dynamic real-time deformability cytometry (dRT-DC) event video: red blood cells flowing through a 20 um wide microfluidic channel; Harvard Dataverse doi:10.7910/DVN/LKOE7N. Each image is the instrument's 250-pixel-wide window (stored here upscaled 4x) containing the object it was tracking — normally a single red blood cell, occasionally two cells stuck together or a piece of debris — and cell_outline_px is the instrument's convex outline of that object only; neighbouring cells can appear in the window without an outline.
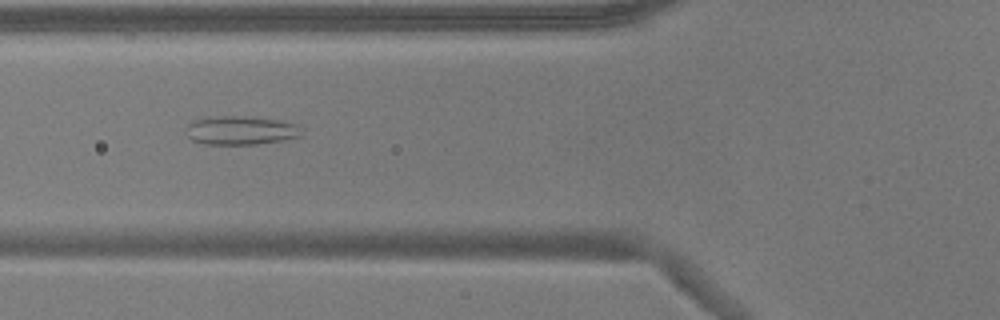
{"species": "common noctule bat (a hibernating species)", "species_latin": "Nyctalus noctula", "temperature_condition": "warm", "stored_images_in_passage": 53, "camera_frame_rate_fps": 3000, "um_per_image_px": 0.085, "animal": {"sex": "male", "body_mass_g": 17.9}, "frame": {"image": 1, "passage_image": 20, "time_ms": 6.333, "image_size_px": [1000, 320], "cell_outline_px": [[304, 132], [300, 136], [284, 140], [256, 144], [204, 144], [192, 140], [184, 132], [188, 124], [192, 120], [208, 116], [240, 116], [280, 120], [296, 124]], "centroid_in_image_um": [20.43, 11.08], "position_along_channel_um": 105.4, "area_um2": 19.54}}
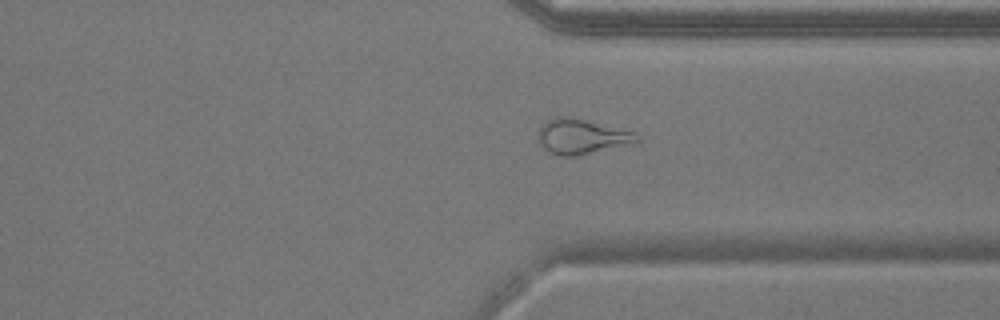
{"frame": {"image": 2, "passage_image": 40, "time_ms": 13.0, "image_size_px": [1000, 320], "cell_outline_px": [[640, 144], [576, 156], [560, 156], [548, 152], [540, 144], [536, 136], [536, 132], [544, 120], [556, 116], [572, 116], [588, 120], [632, 132], [640, 136]], "centroid_in_image_um": [49.44, 11.61], "position_along_channel_um": 362.0, "area_um2": 20.98}}
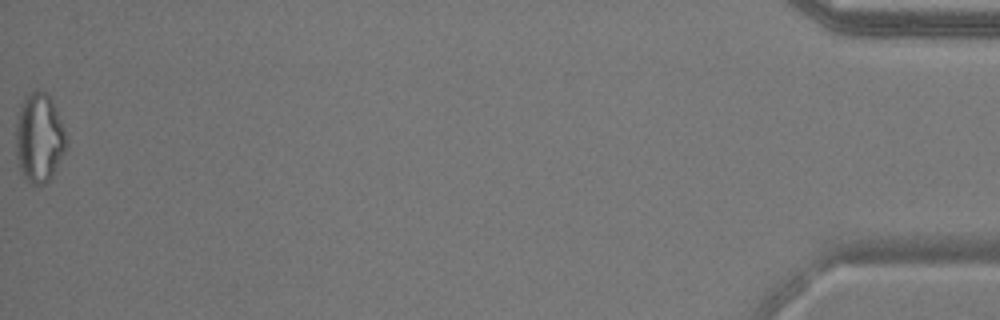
{"frame": {"image": 3, "passage_image": 53, "time_ms": 17.333, "image_size_px": [1000, 320], "cell_outline_px": [[68, 144], [52, 176], [44, 184], [32, 184], [24, 176], [20, 168], [16, 156], [16, 120], [20, 104], [28, 92], [36, 88], [48, 92], [56, 108], [64, 128], [68, 140]], "centroid_in_image_um": [3.33, 11.65], "position_along_channel_um": 431.9, "area_um2": 26.53}, "authors_computed_cell_mechanics": {"area_um2": 22.0218, "velocity_mm_per_s": 3.8405, "shape_relaxation_time_tau1_ms": null, "shape_relaxation_time_tau2_ms": 2.1639, "deformation_change_tau1": null, "deformation_change_tau2": 0.1241}}